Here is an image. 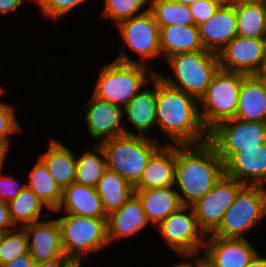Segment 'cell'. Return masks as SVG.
I'll list each match as a JSON object with an SVG mask.
<instances>
[{"instance_id": "1", "label": "cell", "mask_w": 266, "mask_h": 267, "mask_svg": "<svg viewBox=\"0 0 266 267\" xmlns=\"http://www.w3.org/2000/svg\"><path fill=\"white\" fill-rule=\"evenodd\" d=\"M199 106L197 98L167 85L156 74V124L173 145L209 141Z\"/></svg>"}, {"instance_id": "2", "label": "cell", "mask_w": 266, "mask_h": 267, "mask_svg": "<svg viewBox=\"0 0 266 267\" xmlns=\"http://www.w3.org/2000/svg\"><path fill=\"white\" fill-rule=\"evenodd\" d=\"M225 173L224 162L210 142L176 145L174 185L182 206L200 200Z\"/></svg>"}, {"instance_id": "3", "label": "cell", "mask_w": 266, "mask_h": 267, "mask_svg": "<svg viewBox=\"0 0 266 267\" xmlns=\"http://www.w3.org/2000/svg\"><path fill=\"white\" fill-rule=\"evenodd\" d=\"M166 61L172 69L174 78L157 73L159 78L167 85L182 90L198 100L205 94L220 68L218 55L208 50L178 53Z\"/></svg>"}, {"instance_id": "4", "label": "cell", "mask_w": 266, "mask_h": 267, "mask_svg": "<svg viewBox=\"0 0 266 267\" xmlns=\"http://www.w3.org/2000/svg\"><path fill=\"white\" fill-rule=\"evenodd\" d=\"M105 154L107 169L117 172L133 186L141 178L151 156L161 147L148 136L123 134L99 144Z\"/></svg>"}, {"instance_id": "5", "label": "cell", "mask_w": 266, "mask_h": 267, "mask_svg": "<svg viewBox=\"0 0 266 267\" xmlns=\"http://www.w3.org/2000/svg\"><path fill=\"white\" fill-rule=\"evenodd\" d=\"M147 68L145 64L113 60L100 69L92 95L124 108L148 83Z\"/></svg>"}, {"instance_id": "6", "label": "cell", "mask_w": 266, "mask_h": 267, "mask_svg": "<svg viewBox=\"0 0 266 267\" xmlns=\"http://www.w3.org/2000/svg\"><path fill=\"white\" fill-rule=\"evenodd\" d=\"M245 74L220 69L215 73L205 94L199 99V113L210 132L219 123L235 118L240 85Z\"/></svg>"}, {"instance_id": "7", "label": "cell", "mask_w": 266, "mask_h": 267, "mask_svg": "<svg viewBox=\"0 0 266 267\" xmlns=\"http://www.w3.org/2000/svg\"><path fill=\"white\" fill-rule=\"evenodd\" d=\"M66 214L57 219L61 246L69 258H83L108 246L107 218Z\"/></svg>"}, {"instance_id": "8", "label": "cell", "mask_w": 266, "mask_h": 267, "mask_svg": "<svg viewBox=\"0 0 266 267\" xmlns=\"http://www.w3.org/2000/svg\"><path fill=\"white\" fill-rule=\"evenodd\" d=\"M265 216L266 188L259 185H244L233 204L225 211L221 224L211 235L245 239L246 232L259 224Z\"/></svg>"}, {"instance_id": "9", "label": "cell", "mask_w": 266, "mask_h": 267, "mask_svg": "<svg viewBox=\"0 0 266 267\" xmlns=\"http://www.w3.org/2000/svg\"><path fill=\"white\" fill-rule=\"evenodd\" d=\"M123 42L127 47L137 54L140 61L131 59L123 51L115 59L122 63H140L155 59L162 55L160 46V27L150 10L143 14L136 15L117 25ZM146 61V62H145Z\"/></svg>"}, {"instance_id": "10", "label": "cell", "mask_w": 266, "mask_h": 267, "mask_svg": "<svg viewBox=\"0 0 266 267\" xmlns=\"http://www.w3.org/2000/svg\"><path fill=\"white\" fill-rule=\"evenodd\" d=\"M209 141L225 164L241 149L259 148L266 144V122L228 119L209 132Z\"/></svg>"}, {"instance_id": "11", "label": "cell", "mask_w": 266, "mask_h": 267, "mask_svg": "<svg viewBox=\"0 0 266 267\" xmlns=\"http://www.w3.org/2000/svg\"><path fill=\"white\" fill-rule=\"evenodd\" d=\"M157 228L169 249L174 253L186 259L193 257L194 260V255L203 251L206 235L198 226L192 206H181L165 218Z\"/></svg>"}, {"instance_id": "12", "label": "cell", "mask_w": 266, "mask_h": 267, "mask_svg": "<svg viewBox=\"0 0 266 267\" xmlns=\"http://www.w3.org/2000/svg\"><path fill=\"white\" fill-rule=\"evenodd\" d=\"M243 186V183L224 173L215 186L192 205L198 226L206 236L219 227L225 211Z\"/></svg>"}, {"instance_id": "13", "label": "cell", "mask_w": 266, "mask_h": 267, "mask_svg": "<svg viewBox=\"0 0 266 267\" xmlns=\"http://www.w3.org/2000/svg\"><path fill=\"white\" fill-rule=\"evenodd\" d=\"M209 236L200 257L203 267H246L257 253L247 238Z\"/></svg>"}, {"instance_id": "14", "label": "cell", "mask_w": 266, "mask_h": 267, "mask_svg": "<svg viewBox=\"0 0 266 267\" xmlns=\"http://www.w3.org/2000/svg\"><path fill=\"white\" fill-rule=\"evenodd\" d=\"M266 51V39L234 37L218 53L219 67L245 75H253Z\"/></svg>"}, {"instance_id": "15", "label": "cell", "mask_w": 266, "mask_h": 267, "mask_svg": "<svg viewBox=\"0 0 266 267\" xmlns=\"http://www.w3.org/2000/svg\"><path fill=\"white\" fill-rule=\"evenodd\" d=\"M85 111V122L89 136L98 144L123 134L134 135L122 124L123 108L111 102L91 96Z\"/></svg>"}, {"instance_id": "16", "label": "cell", "mask_w": 266, "mask_h": 267, "mask_svg": "<svg viewBox=\"0 0 266 267\" xmlns=\"http://www.w3.org/2000/svg\"><path fill=\"white\" fill-rule=\"evenodd\" d=\"M198 29L204 49L217 54L237 36L235 6L226 0L209 20L198 25Z\"/></svg>"}, {"instance_id": "17", "label": "cell", "mask_w": 266, "mask_h": 267, "mask_svg": "<svg viewBox=\"0 0 266 267\" xmlns=\"http://www.w3.org/2000/svg\"><path fill=\"white\" fill-rule=\"evenodd\" d=\"M225 174L244 185H266V144L241 149L225 164Z\"/></svg>"}, {"instance_id": "18", "label": "cell", "mask_w": 266, "mask_h": 267, "mask_svg": "<svg viewBox=\"0 0 266 267\" xmlns=\"http://www.w3.org/2000/svg\"><path fill=\"white\" fill-rule=\"evenodd\" d=\"M176 145L167 143L151 156L134 190H146L174 185Z\"/></svg>"}, {"instance_id": "19", "label": "cell", "mask_w": 266, "mask_h": 267, "mask_svg": "<svg viewBox=\"0 0 266 267\" xmlns=\"http://www.w3.org/2000/svg\"><path fill=\"white\" fill-rule=\"evenodd\" d=\"M27 232L29 253L35 262H44L64 254L57 219L33 222L24 226Z\"/></svg>"}, {"instance_id": "20", "label": "cell", "mask_w": 266, "mask_h": 267, "mask_svg": "<svg viewBox=\"0 0 266 267\" xmlns=\"http://www.w3.org/2000/svg\"><path fill=\"white\" fill-rule=\"evenodd\" d=\"M148 223L141 201L133 194L120 209L107 216L109 244L120 238L138 234Z\"/></svg>"}, {"instance_id": "21", "label": "cell", "mask_w": 266, "mask_h": 267, "mask_svg": "<svg viewBox=\"0 0 266 267\" xmlns=\"http://www.w3.org/2000/svg\"><path fill=\"white\" fill-rule=\"evenodd\" d=\"M62 210L78 216L107 218L96 189L75 182L62 190L61 203L54 212Z\"/></svg>"}, {"instance_id": "22", "label": "cell", "mask_w": 266, "mask_h": 267, "mask_svg": "<svg viewBox=\"0 0 266 267\" xmlns=\"http://www.w3.org/2000/svg\"><path fill=\"white\" fill-rule=\"evenodd\" d=\"M236 119L266 122V82L246 75L240 85Z\"/></svg>"}, {"instance_id": "23", "label": "cell", "mask_w": 266, "mask_h": 267, "mask_svg": "<svg viewBox=\"0 0 266 267\" xmlns=\"http://www.w3.org/2000/svg\"><path fill=\"white\" fill-rule=\"evenodd\" d=\"M174 186L134 191L142 203L147 220L156 227L182 206Z\"/></svg>"}, {"instance_id": "24", "label": "cell", "mask_w": 266, "mask_h": 267, "mask_svg": "<svg viewBox=\"0 0 266 267\" xmlns=\"http://www.w3.org/2000/svg\"><path fill=\"white\" fill-rule=\"evenodd\" d=\"M39 159L62 190L75 181L77 159L59 140H50L48 151L40 155Z\"/></svg>"}, {"instance_id": "25", "label": "cell", "mask_w": 266, "mask_h": 267, "mask_svg": "<svg viewBox=\"0 0 266 267\" xmlns=\"http://www.w3.org/2000/svg\"><path fill=\"white\" fill-rule=\"evenodd\" d=\"M153 86L139 91L133 99L123 108V115L127 116L132 126L137 130V135L147 136L148 132L156 125V72H152Z\"/></svg>"}, {"instance_id": "26", "label": "cell", "mask_w": 266, "mask_h": 267, "mask_svg": "<svg viewBox=\"0 0 266 267\" xmlns=\"http://www.w3.org/2000/svg\"><path fill=\"white\" fill-rule=\"evenodd\" d=\"M160 46L162 57L185 52L205 50L196 25H170L160 27Z\"/></svg>"}, {"instance_id": "27", "label": "cell", "mask_w": 266, "mask_h": 267, "mask_svg": "<svg viewBox=\"0 0 266 267\" xmlns=\"http://www.w3.org/2000/svg\"><path fill=\"white\" fill-rule=\"evenodd\" d=\"M237 13V36L265 39L266 0H229Z\"/></svg>"}, {"instance_id": "28", "label": "cell", "mask_w": 266, "mask_h": 267, "mask_svg": "<svg viewBox=\"0 0 266 267\" xmlns=\"http://www.w3.org/2000/svg\"><path fill=\"white\" fill-rule=\"evenodd\" d=\"M108 216L120 209L134 194V186L117 172L107 169L95 187Z\"/></svg>"}, {"instance_id": "29", "label": "cell", "mask_w": 266, "mask_h": 267, "mask_svg": "<svg viewBox=\"0 0 266 267\" xmlns=\"http://www.w3.org/2000/svg\"><path fill=\"white\" fill-rule=\"evenodd\" d=\"M29 174L26 187L34 192L50 211H55L61 203L62 189L56 184L47 167L39 158Z\"/></svg>"}, {"instance_id": "30", "label": "cell", "mask_w": 266, "mask_h": 267, "mask_svg": "<svg viewBox=\"0 0 266 267\" xmlns=\"http://www.w3.org/2000/svg\"><path fill=\"white\" fill-rule=\"evenodd\" d=\"M7 203L10 218L15 227H24L33 222L41 221L43 207L50 210L28 187L21 190L14 199Z\"/></svg>"}, {"instance_id": "31", "label": "cell", "mask_w": 266, "mask_h": 267, "mask_svg": "<svg viewBox=\"0 0 266 267\" xmlns=\"http://www.w3.org/2000/svg\"><path fill=\"white\" fill-rule=\"evenodd\" d=\"M94 151H84L77 157L75 183L96 187L97 183L107 170V163L103 149L95 144Z\"/></svg>"}, {"instance_id": "32", "label": "cell", "mask_w": 266, "mask_h": 267, "mask_svg": "<svg viewBox=\"0 0 266 267\" xmlns=\"http://www.w3.org/2000/svg\"><path fill=\"white\" fill-rule=\"evenodd\" d=\"M149 10L159 27L170 25H195L189 5L172 0H150Z\"/></svg>"}, {"instance_id": "33", "label": "cell", "mask_w": 266, "mask_h": 267, "mask_svg": "<svg viewBox=\"0 0 266 267\" xmlns=\"http://www.w3.org/2000/svg\"><path fill=\"white\" fill-rule=\"evenodd\" d=\"M28 253V237L24 227H15L3 232L0 242V264L10 263Z\"/></svg>"}, {"instance_id": "34", "label": "cell", "mask_w": 266, "mask_h": 267, "mask_svg": "<svg viewBox=\"0 0 266 267\" xmlns=\"http://www.w3.org/2000/svg\"><path fill=\"white\" fill-rule=\"evenodd\" d=\"M104 2L102 15L114 20L116 26L122 21L145 13L149 10L150 4V0H104ZM147 4L148 8L143 9Z\"/></svg>"}, {"instance_id": "35", "label": "cell", "mask_w": 266, "mask_h": 267, "mask_svg": "<svg viewBox=\"0 0 266 267\" xmlns=\"http://www.w3.org/2000/svg\"><path fill=\"white\" fill-rule=\"evenodd\" d=\"M4 88L0 86V95L3 94ZM14 107L0 101V138L10 147L9 135L22 132L14 113Z\"/></svg>"}, {"instance_id": "36", "label": "cell", "mask_w": 266, "mask_h": 267, "mask_svg": "<svg viewBox=\"0 0 266 267\" xmlns=\"http://www.w3.org/2000/svg\"><path fill=\"white\" fill-rule=\"evenodd\" d=\"M46 17L59 19L86 0H34Z\"/></svg>"}, {"instance_id": "37", "label": "cell", "mask_w": 266, "mask_h": 267, "mask_svg": "<svg viewBox=\"0 0 266 267\" xmlns=\"http://www.w3.org/2000/svg\"><path fill=\"white\" fill-rule=\"evenodd\" d=\"M226 0H198L189 5L196 26L209 20Z\"/></svg>"}, {"instance_id": "38", "label": "cell", "mask_w": 266, "mask_h": 267, "mask_svg": "<svg viewBox=\"0 0 266 267\" xmlns=\"http://www.w3.org/2000/svg\"><path fill=\"white\" fill-rule=\"evenodd\" d=\"M2 172L3 167L0 168V201L9 202L26 187V183L20 185L14 176L3 175Z\"/></svg>"}, {"instance_id": "39", "label": "cell", "mask_w": 266, "mask_h": 267, "mask_svg": "<svg viewBox=\"0 0 266 267\" xmlns=\"http://www.w3.org/2000/svg\"><path fill=\"white\" fill-rule=\"evenodd\" d=\"M15 228L12 223L7 202L0 201V231L6 232Z\"/></svg>"}, {"instance_id": "40", "label": "cell", "mask_w": 266, "mask_h": 267, "mask_svg": "<svg viewBox=\"0 0 266 267\" xmlns=\"http://www.w3.org/2000/svg\"><path fill=\"white\" fill-rule=\"evenodd\" d=\"M34 263L33 257L28 253L16 258L10 263L0 264V267H33Z\"/></svg>"}, {"instance_id": "41", "label": "cell", "mask_w": 266, "mask_h": 267, "mask_svg": "<svg viewBox=\"0 0 266 267\" xmlns=\"http://www.w3.org/2000/svg\"><path fill=\"white\" fill-rule=\"evenodd\" d=\"M25 0H0V14L17 10Z\"/></svg>"}, {"instance_id": "42", "label": "cell", "mask_w": 266, "mask_h": 267, "mask_svg": "<svg viewBox=\"0 0 266 267\" xmlns=\"http://www.w3.org/2000/svg\"><path fill=\"white\" fill-rule=\"evenodd\" d=\"M68 259L69 257L63 254L60 257L48 261L35 262L33 267H62Z\"/></svg>"}, {"instance_id": "43", "label": "cell", "mask_w": 266, "mask_h": 267, "mask_svg": "<svg viewBox=\"0 0 266 267\" xmlns=\"http://www.w3.org/2000/svg\"><path fill=\"white\" fill-rule=\"evenodd\" d=\"M256 78L266 82V51L256 72L253 74Z\"/></svg>"}, {"instance_id": "44", "label": "cell", "mask_w": 266, "mask_h": 267, "mask_svg": "<svg viewBox=\"0 0 266 267\" xmlns=\"http://www.w3.org/2000/svg\"><path fill=\"white\" fill-rule=\"evenodd\" d=\"M246 267H266V258L257 252Z\"/></svg>"}, {"instance_id": "45", "label": "cell", "mask_w": 266, "mask_h": 267, "mask_svg": "<svg viewBox=\"0 0 266 267\" xmlns=\"http://www.w3.org/2000/svg\"><path fill=\"white\" fill-rule=\"evenodd\" d=\"M9 146L0 138V166L3 167Z\"/></svg>"}, {"instance_id": "46", "label": "cell", "mask_w": 266, "mask_h": 267, "mask_svg": "<svg viewBox=\"0 0 266 267\" xmlns=\"http://www.w3.org/2000/svg\"><path fill=\"white\" fill-rule=\"evenodd\" d=\"M197 257L199 258H197L195 263H193L192 261L180 262L178 264H175L173 267H203L200 256H197Z\"/></svg>"}, {"instance_id": "47", "label": "cell", "mask_w": 266, "mask_h": 267, "mask_svg": "<svg viewBox=\"0 0 266 267\" xmlns=\"http://www.w3.org/2000/svg\"><path fill=\"white\" fill-rule=\"evenodd\" d=\"M82 258H69L62 267H82Z\"/></svg>"}, {"instance_id": "48", "label": "cell", "mask_w": 266, "mask_h": 267, "mask_svg": "<svg viewBox=\"0 0 266 267\" xmlns=\"http://www.w3.org/2000/svg\"><path fill=\"white\" fill-rule=\"evenodd\" d=\"M172 1L176 3L184 4V5H191L198 0H172Z\"/></svg>"}, {"instance_id": "49", "label": "cell", "mask_w": 266, "mask_h": 267, "mask_svg": "<svg viewBox=\"0 0 266 267\" xmlns=\"http://www.w3.org/2000/svg\"><path fill=\"white\" fill-rule=\"evenodd\" d=\"M2 235H3V232L0 231V242H1V239H2Z\"/></svg>"}, {"instance_id": "50", "label": "cell", "mask_w": 266, "mask_h": 267, "mask_svg": "<svg viewBox=\"0 0 266 267\" xmlns=\"http://www.w3.org/2000/svg\"><path fill=\"white\" fill-rule=\"evenodd\" d=\"M265 39H266V19H265Z\"/></svg>"}]
</instances>
